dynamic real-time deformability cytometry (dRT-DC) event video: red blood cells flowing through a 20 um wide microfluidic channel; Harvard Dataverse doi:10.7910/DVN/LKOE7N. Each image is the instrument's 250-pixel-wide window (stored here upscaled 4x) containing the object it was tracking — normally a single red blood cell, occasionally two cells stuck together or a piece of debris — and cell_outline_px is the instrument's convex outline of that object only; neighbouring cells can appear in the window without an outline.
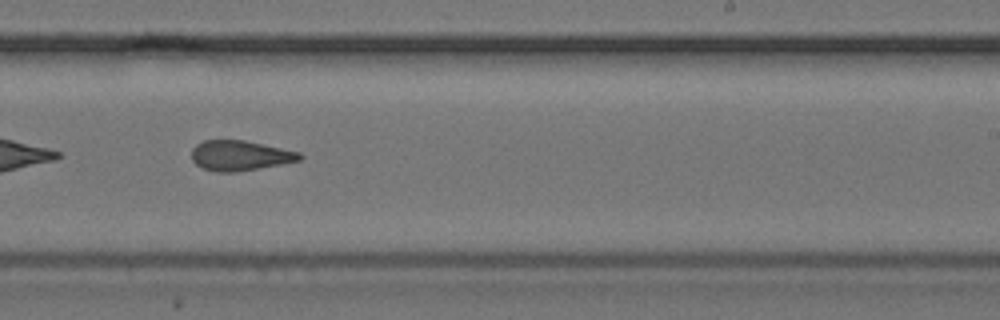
{"species": "common noctule bat (a hibernating species)", "species_latin": "Nyctalus noctula", "temperature_condition": "cold", "stored_images_in_passage": 37, "camera_frame_rate_fps": 3000, "um_per_image_px": 0.085, "animal": {"sex": "female", "body_mass_g": 24.6, "forearm_length_mm": 56.2}, "frame": {"image": 1, "passage_image": 17, "time_ms": 5.333, "image_size_px": [1000, 320], "cell_outline_px": [[304, 156], [300, 160], [280, 164], [236, 172], [216, 172], [200, 168], [192, 160], [192, 148], [196, 144], [204, 140], [244, 140], [300, 152]], "centroid_in_image_um": [20.37, 13.22], "position_along_channel_um": 268.6, "area_um2": 18.96}, "authors_computed_cell_mechanics": {"area_um2": 19.5942, "velocity_mm_per_s": 3.872, "shape_relaxation_time_tau1_ms": 8.7768, "shape_relaxation_time_tau2_ms": 2.6265, "deformation_change_tau1": 0.1446, "deformation_change_tau2": 0.0978}}